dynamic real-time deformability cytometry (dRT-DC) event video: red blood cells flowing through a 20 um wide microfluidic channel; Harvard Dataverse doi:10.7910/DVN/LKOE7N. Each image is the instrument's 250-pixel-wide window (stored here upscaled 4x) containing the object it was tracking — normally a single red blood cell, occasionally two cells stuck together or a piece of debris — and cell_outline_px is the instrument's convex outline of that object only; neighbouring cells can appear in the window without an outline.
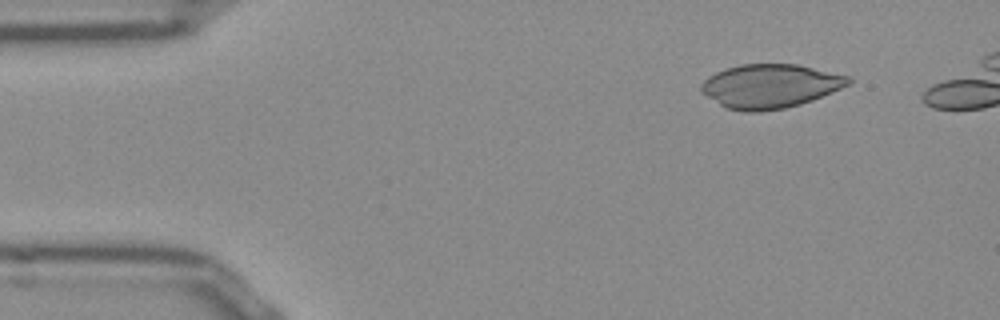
{"species": "Egyptian fruit bat (a non-hibernating species)", "species_latin": "Rousettus aegyptiacus", "temperature_condition": "room temperature", "stored_images_in_passage": 41, "camera_frame_rate_fps": 3000, "um_per_image_px": 0.085, "frame": {"image": 1, "passage_image": 1, "time_ms": 0.0, "image_size_px": [1000, 320], "cell_outline_px": [[852, 80], [848, 84], [832, 92], [812, 100], [800, 104], [784, 108], [760, 112], [744, 112], [728, 108], [720, 104], [700, 92], [700, 84], [708, 76], [724, 68], [740, 64], [796, 64], [852, 76]], "centroid_in_image_um": [65.44, 7.31], "position_along_channel_um": 19.6, "area_um2": 37.74}}